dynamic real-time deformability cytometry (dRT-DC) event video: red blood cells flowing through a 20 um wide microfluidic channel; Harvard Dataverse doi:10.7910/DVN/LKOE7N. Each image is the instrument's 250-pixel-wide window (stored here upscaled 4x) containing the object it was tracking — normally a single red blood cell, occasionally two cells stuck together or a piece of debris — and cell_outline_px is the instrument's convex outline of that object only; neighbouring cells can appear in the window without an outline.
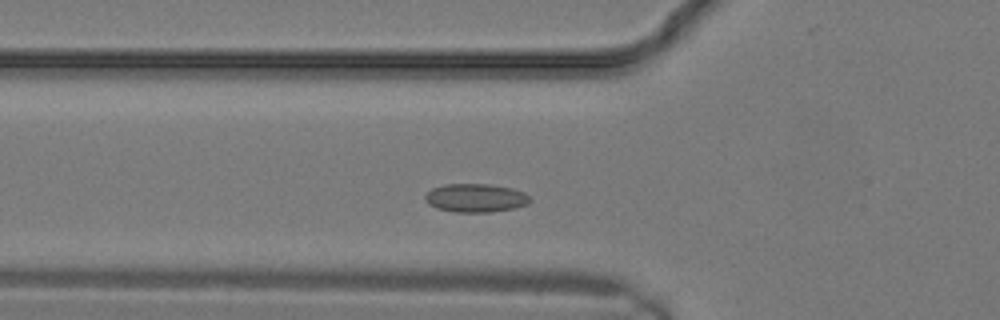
{"species": "common noctule bat (a hibernating species)", "species_latin": "Nyctalus noctula", "temperature_condition": "warm", "stored_images_in_passage": 5, "camera_frame_rate_fps": 3000, "um_per_image_px": 0.085, "animal": {"sex": "male", "body_mass_g": 19.2, "forearm_length_mm": 51.8}, "frame": {"image": 1, "passage_image": 3, "time_ms": 0.667, "image_size_px": [1000, 320], "cell_outline_px": [[532, 200], [528, 204], [516, 208], [492, 212], [456, 212], [436, 208], [428, 204], [424, 200], [424, 196], [432, 188], [444, 184], [488, 184], [512, 188], [524, 192]], "centroid_in_image_um": [40.43, 16.83], "position_along_channel_um": 85.4, "area_um2": 17.57}}
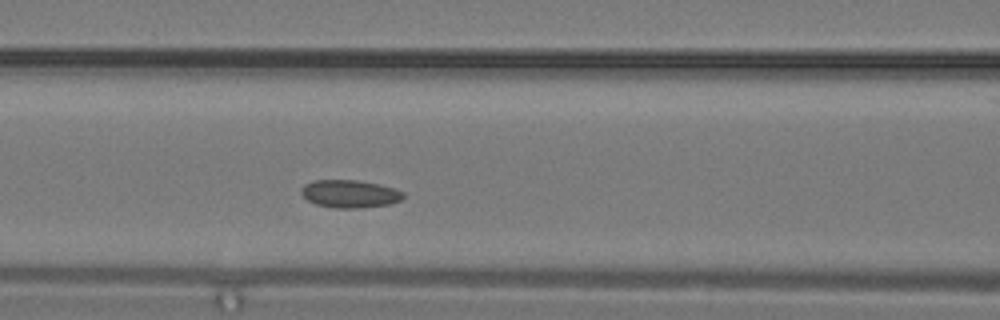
{"frame": {"image": 2, "passage_image": 5, "time_ms": 1.333, "image_size_px": [1000, 320], "cell_outline_px": [[404, 196], [400, 200], [388, 204], [360, 208], [336, 208], [316, 204], [308, 200], [300, 192], [300, 188], [304, 184], [312, 180], [360, 180], [392, 188], [404, 192]], "centroid_in_image_um": [29.69, 16.47], "position_along_channel_um": 136.9, "area_um2": 16.42}}